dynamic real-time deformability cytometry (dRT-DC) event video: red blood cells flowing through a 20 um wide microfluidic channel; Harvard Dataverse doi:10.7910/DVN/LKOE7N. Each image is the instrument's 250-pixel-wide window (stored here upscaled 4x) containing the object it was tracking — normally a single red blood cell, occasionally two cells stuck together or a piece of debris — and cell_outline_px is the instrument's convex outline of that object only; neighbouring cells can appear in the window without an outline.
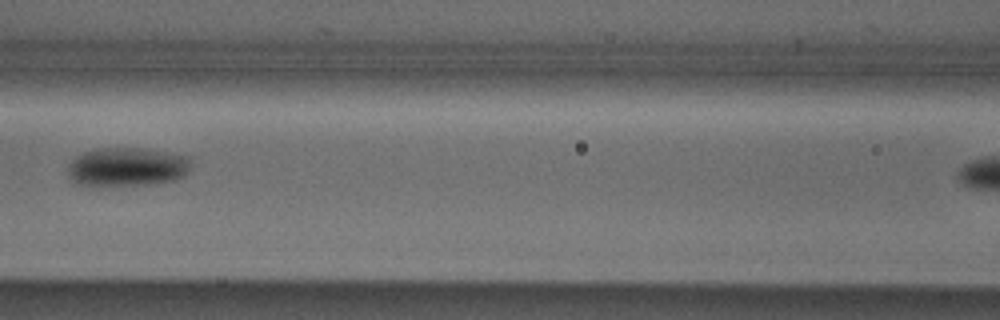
{"species": "Egyptian fruit bat (a non-hibernating species)", "species_latin": "Rousettus aegyptiacus", "temperature_condition": "cold", "stored_images_in_passage": 5, "segment_of_instrument_passage": [1, 2], "camera_frame_rate_fps": 3000, "um_per_image_px": 0.085, "animal": {"sex": "male"}, "frame": {"image": 1, "passage_image": 4, "time_ms": 3.667, "image_size_px": [1000, 320], "cell_outline_px": [[192, 164], [188, 172], [184, 176], [176, 180], [156, 184], [100, 188], [76, 184], [68, 176], [68, 164], [76, 156], [84, 152], [96, 148], [140, 148], [192, 156]], "centroid_in_image_um": [10.81, 14.23], "position_along_channel_um": 155.8, "area_um2": 29.07}}